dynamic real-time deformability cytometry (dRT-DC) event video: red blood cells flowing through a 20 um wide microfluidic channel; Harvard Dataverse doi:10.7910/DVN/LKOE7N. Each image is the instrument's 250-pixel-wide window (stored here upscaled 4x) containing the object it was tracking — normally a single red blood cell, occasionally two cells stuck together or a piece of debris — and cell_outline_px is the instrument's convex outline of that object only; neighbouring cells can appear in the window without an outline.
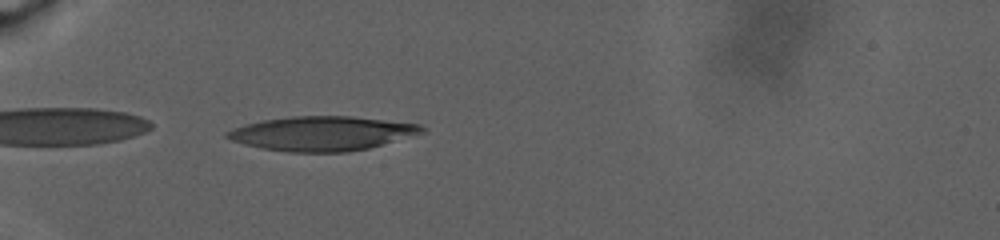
{"species": "human", "species_latin": "Homo sapiens", "temperature_condition": "warm", "stored_images_in_passage": 11, "camera_frame_rate_fps": 3000, "um_per_image_px": 0.085, "donor": {"sex": "male"}, "frame": {"image": 1, "passage_image": 5, "time_ms": 0.667, "image_size_px": [1000, 240], "cell_outline_px": [[424, 132], [368, 148], [348, 152], [288, 152], [260, 148], [244, 144], [232, 140], [224, 136], [224, 132], [248, 124], [264, 120], [292, 116], [352, 116], [420, 124], [424, 128]], "centroid_in_image_um": [27.36, 11.35], "position_along_channel_um": 57.6, "area_um2": 38.67}}